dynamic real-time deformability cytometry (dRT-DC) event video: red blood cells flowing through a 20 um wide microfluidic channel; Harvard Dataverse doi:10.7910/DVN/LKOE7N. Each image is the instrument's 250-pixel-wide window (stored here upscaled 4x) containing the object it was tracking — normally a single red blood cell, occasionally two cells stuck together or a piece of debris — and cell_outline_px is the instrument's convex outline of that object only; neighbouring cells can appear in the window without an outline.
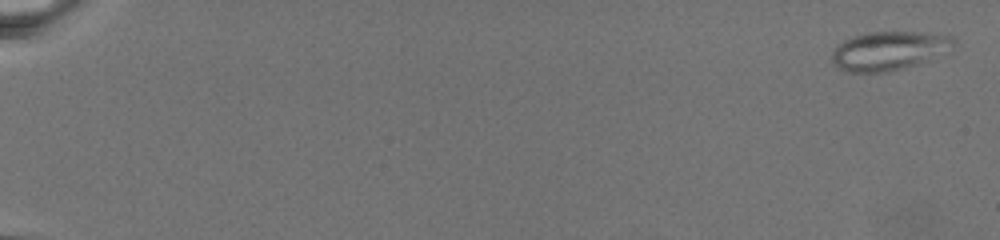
{"species": "common noctule bat (a hibernating species)", "species_latin": "Nyctalus noctula", "temperature_condition": "warm", "stored_images_in_passage": 76, "camera_frame_rate_fps": 3000, "um_per_image_px": 0.085, "animal": {"sex": "female", "body_mass_g": 19.5, "forearm_length_mm": 54.1}, "frame": {"image": 1, "passage_image": 2, "time_ms": 0.333, "image_size_px": [1000, 240], "cell_outline_px": [[956, 44], [952, 48], [920, 64], [888, 72], [848, 72], [836, 68], [832, 64], [832, 52], [836, 44], [852, 36], [868, 32], [924, 32], [952, 36], [956, 40]], "centroid_in_image_um": [75.53, 4.31], "position_along_channel_um": 9.5, "area_um2": 27.92}}
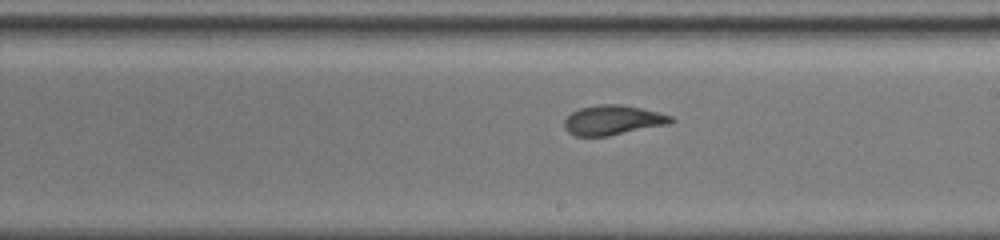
{"frame": {"image": 2, "passage_image": 48, "time_ms": 15.667, "image_size_px": [1000, 240], "cell_outline_px": [[676, 120], [668, 124], [608, 136], [576, 136], [568, 132], [564, 128], [564, 120], [572, 112], [580, 108], [600, 104], [620, 104], [640, 108], [672, 116]], "centroid_in_image_um": [52.07, 10.21], "position_along_channel_um": 236.9, "area_um2": 18.32}}
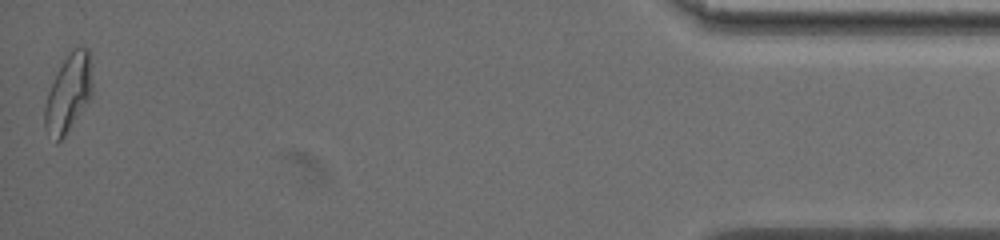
{"frame": {"image": 3, "passage_image": 76, "time_ms": 25.0, "image_size_px": [1000, 240], "cell_outline_px": [[92, 96], [64, 136], [56, 144], [44, 128], [44, 108], [48, 92], [64, 60], [72, 48], [80, 44], [88, 48], [92, 84]], "centroid_in_image_um": [5.81, 7.93], "position_along_channel_um": 429.4, "area_um2": 21.33}}